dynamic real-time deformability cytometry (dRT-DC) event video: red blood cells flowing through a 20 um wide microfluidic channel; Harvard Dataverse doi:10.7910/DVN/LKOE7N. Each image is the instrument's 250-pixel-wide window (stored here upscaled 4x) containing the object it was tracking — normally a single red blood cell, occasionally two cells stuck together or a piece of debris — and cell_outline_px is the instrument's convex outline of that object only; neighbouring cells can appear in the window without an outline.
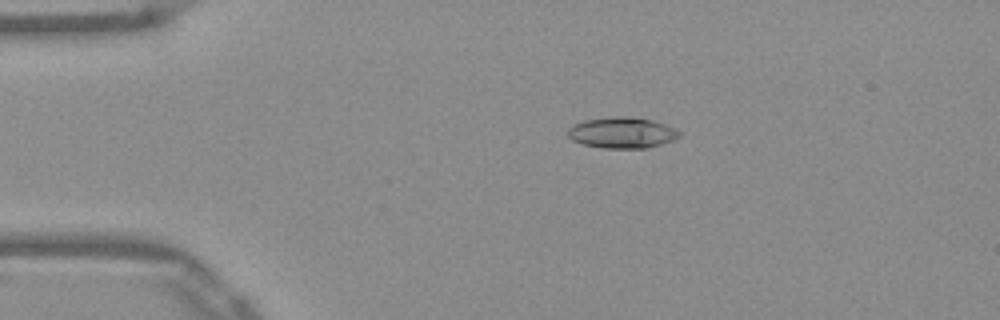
{"species": "Egyptian fruit bat (a non-hibernating species)", "species_latin": "Rousettus aegyptiacus", "temperature_condition": "warm", "stored_images_in_passage": 52, "camera_frame_rate_fps": 3000, "um_per_image_px": 0.085, "frame": {"image": 1, "passage_image": 11, "time_ms": 3.333, "image_size_px": [1000, 320], "cell_outline_px": [[680, 136], [672, 140], [648, 148], [604, 148], [584, 144], [572, 140], [568, 136], [568, 128], [572, 124], [584, 120], [620, 116], [624, 116], [652, 120], [664, 124], [680, 132]], "centroid_in_image_um": [52.84, 11.28], "position_along_channel_um": 32.2, "area_um2": 19.88}}
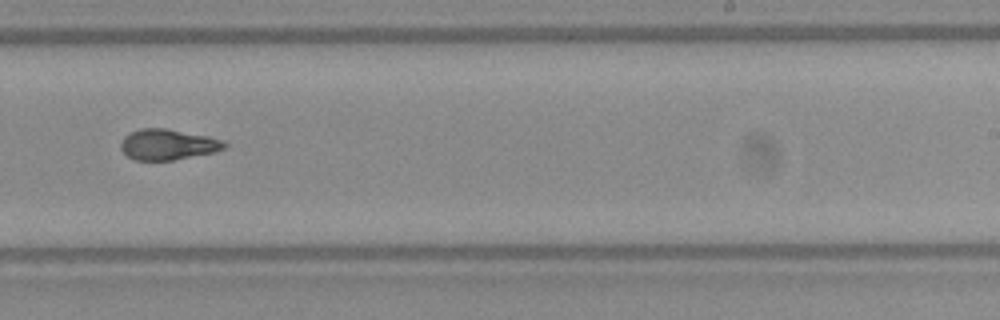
{"frame": {"image": 2, "passage_image": 33, "time_ms": 10.667, "image_size_px": [1000, 320], "cell_outline_px": [[228, 148], [216, 152], [172, 160], [132, 160], [120, 148], [120, 140], [124, 136], [140, 128], [164, 128], [208, 136], [224, 140], [228, 144]], "centroid_in_image_um": [14.29, 12.28], "position_along_channel_um": 274.7, "area_um2": 18.73}}
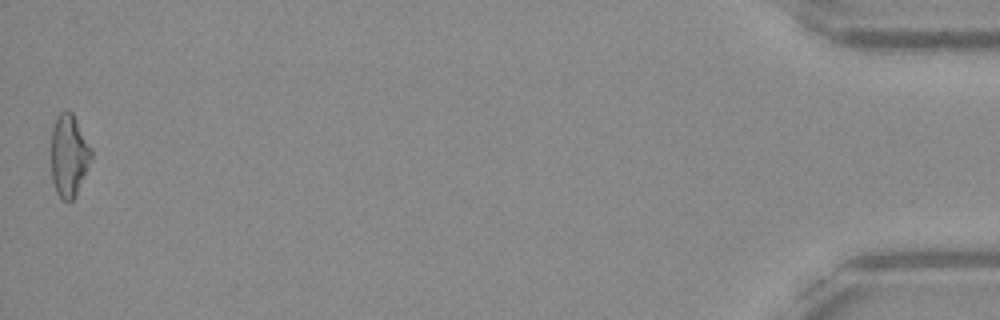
{"frame": {"image": 3, "passage_image": 52, "time_ms": 17.0, "image_size_px": [1000, 320], "cell_outline_px": [[92, 160], [76, 196], [72, 200], [60, 200], [56, 192], [52, 180], [52, 128], [56, 116], [60, 112], [72, 112], [92, 148]], "centroid_in_image_um": [5.88, 13.25], "position_along_channel_um": 429.3, "area_um2": 19.36}, "authors_computed_cell_mechanics": {"area_um2": 19.2474, "velocity_mm_per_s": 3.9447, "shape_relaxation_time_tau1_ms": 7.576, "shape_relaxation_time_tau2_ms": 2.477, "deformation_change_tau1": 0.2467, "deformation_change_tau2": 0.0965}}